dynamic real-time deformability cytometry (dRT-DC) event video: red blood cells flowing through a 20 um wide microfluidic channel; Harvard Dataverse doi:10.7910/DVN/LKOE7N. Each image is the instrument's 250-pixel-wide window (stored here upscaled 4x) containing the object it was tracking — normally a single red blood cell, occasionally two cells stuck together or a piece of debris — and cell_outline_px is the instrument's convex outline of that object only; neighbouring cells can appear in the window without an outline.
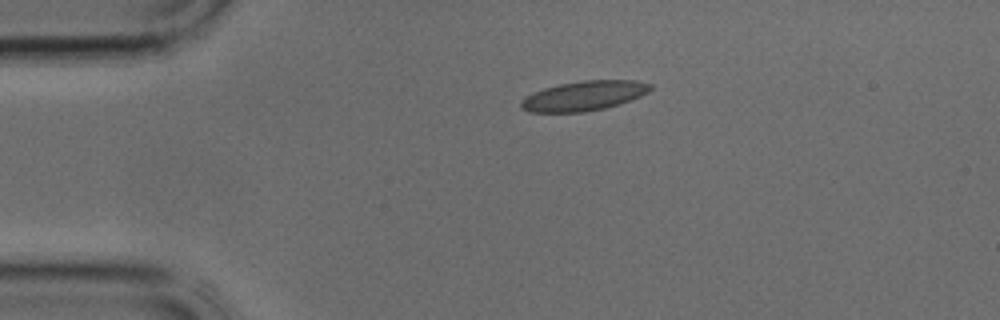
{"species": "common noctule bat (a hibernating species)", "species_latin": "Nyctalus noctula", "temperature_condition": "cold", "stored_images_in_passage": 32, "camera_frame_rate_fps": 3000, "um_per_image_px": 0.085, "animal": {"sex": "male", "body_mass_g": 17.9, "forearm_length_mm": 54.2}, "frame": {"image": 1, "passage_image": 1, "time_ms": 0.0, "image_size_px": [1000, 320], "cell_outline_px": [[652, 88], [648, 92], [640, 96], [604, 108], [584, 112], [528, 112], [520, 108], [520, 100], [544, 88], [560, 84], [584, 80], [636, 80], [652, 84]], "centroid_in_image_um": [49.62, 8.14], "position_along_channel_um": 35.4, "area_um2": 22.14}}
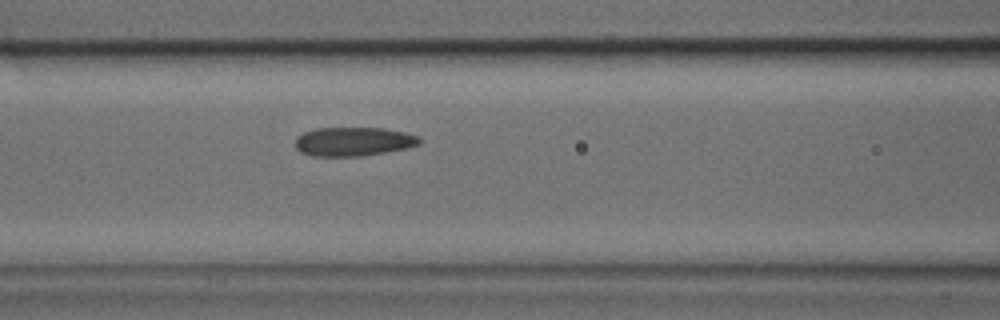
{"frame": {"image": 2, "passage_image": 9, "time_ms": 2.667, "image_size_px": [1000, 320], "cell_outline_px": [[424, 140], [420, 144], [404, 148], [384, 152], [360, 156], [312, 156], [300, 152], [296, 148], [296, 136], [304, 132], [316, 128], [384, 128], [404, 132], [420, 136]], "centroid_in_image_um": [30.05, 12.02], "position_along_channel_um": 136.6, "area_um2": 20.98}}
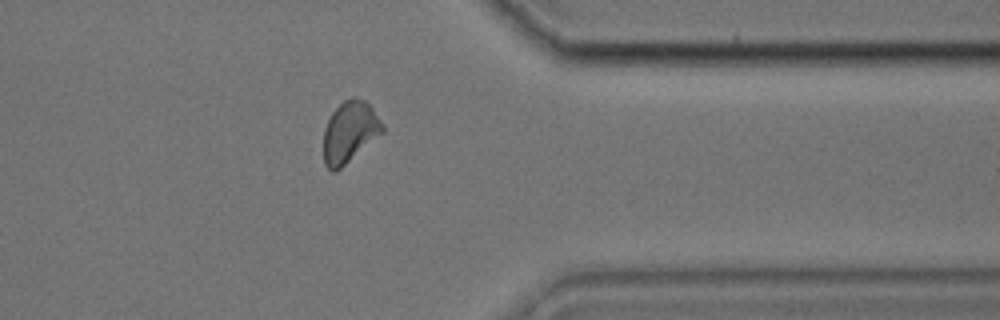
{"frame": {"image": 3, "passage_image": 24, "time_ms": 7.667, "image_size_px": [1000, 320], "cell_outline_px": [[384, 132], [336, 172], [332, 172], [324, 164], [324, 128], [332, 112], [344, 100], [352, 96], [364, 100], [372, 108], [380, 120], [384, 128]], "centroid_in_image_um": [29.72, 11.23], "position_along_channel_um": 381.7, "area_um2": 20.92}}